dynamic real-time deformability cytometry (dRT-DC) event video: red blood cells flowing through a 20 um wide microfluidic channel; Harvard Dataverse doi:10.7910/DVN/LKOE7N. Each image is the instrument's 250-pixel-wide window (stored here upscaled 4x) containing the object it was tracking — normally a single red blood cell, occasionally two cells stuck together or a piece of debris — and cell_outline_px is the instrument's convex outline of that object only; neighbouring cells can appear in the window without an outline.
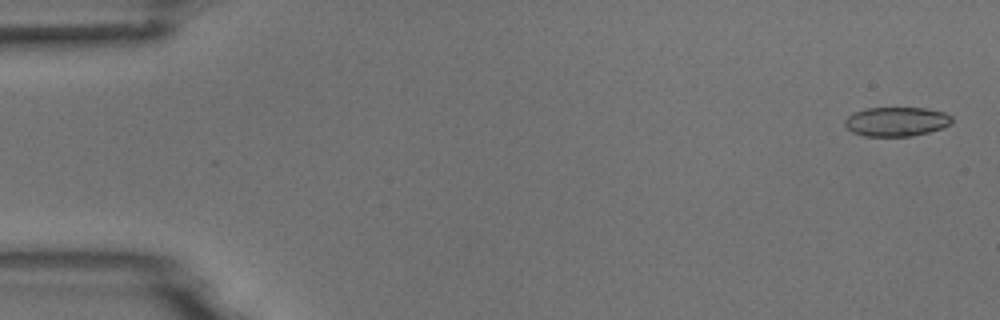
{"species": "common noctule bat (a hibernating species)", "species_latin": "Nyctalus noctula", "temperature_condition": "room temperature", "stored_images_in_passage": 5, "camera_frame_rate_fps": 3000, "um_per_image_px": 0.085, "animal": {"sex": "male", "body_mass_g": 18.8}, "frame": {"image": 1, "passage_image": 1, "time_ms": 0.0, "image_size_px": [1000, 320], "cell_outline_px": [[952, 120], [948, 124], [940, 128], [928, 132], [912, 136], [864, 136], [852, 132], [844, 124], [844, 120], [852, 112], [864, 108], [924, 108], [944, 112], [952, 116]], "centroid_in_image_um": [76.14, 10.33], "position_along_channel_um": 8.9, "area_um2": 18.21}}